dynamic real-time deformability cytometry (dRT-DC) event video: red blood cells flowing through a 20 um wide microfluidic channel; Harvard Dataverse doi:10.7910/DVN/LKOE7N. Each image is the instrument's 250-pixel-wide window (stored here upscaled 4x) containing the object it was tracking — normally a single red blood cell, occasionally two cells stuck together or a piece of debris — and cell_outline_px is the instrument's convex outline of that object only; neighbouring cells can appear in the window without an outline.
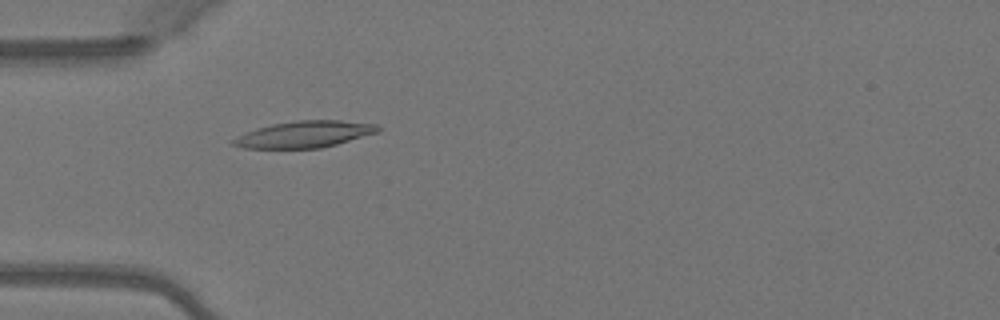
{"species": "Egyptian fruit bat (a non-hibernating species)", "species_latin": "Rousettus aegyptiacus", "temperature_condition": "warm", "stored_images_in_passage": 49, "camera_frame_rate_fps": 3000, "um_per_image_px": 0.085, "animal": {"sex": "female"}, "frame": {"image": 1, "passage_image": 15, "time_ms": 4.667, "image_size_px": [1000, 320], "cell_outline_px": [[380, 132], [336, 144], [320, 148], [244, 148], [232, 144], [232, 140], [244, 132], [256, 128], [272, 124], [296, 120], [340, 120], [376, 124], [380, 128]], "centroid_in_image_um": [25.89, 11.41], "position_along_channel_um": 59.1, "area_um2": 22.37}}
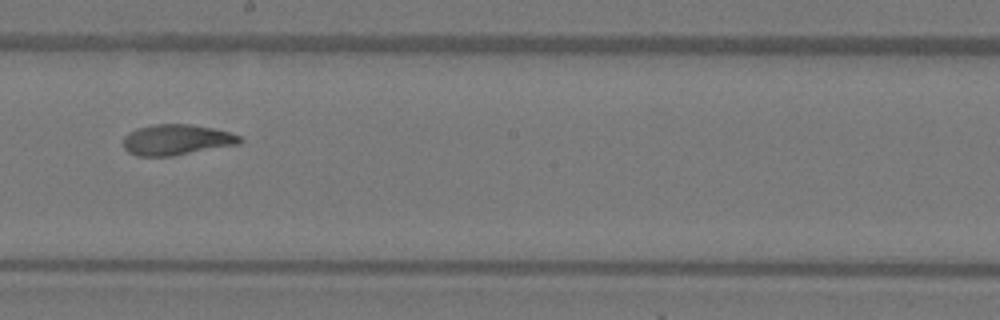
{"frame": {"image": 2, "passage_image": 28, "time_ms": 9.0, "image_size_px": [1000, 320], "cell_outline_px": [[244, 140], [240, 144], [172, 156], [136, 156], [128, 152], [124, 148], [124, 136], [128, 132], [136, 128], [152, 124], [192, 124], [212, 128], [228, 132], [240, 136]], "centroid_in_image_um": [14.99, 11.88], "position_along_channel_um": 233.2, "area_um2": 20.98}}
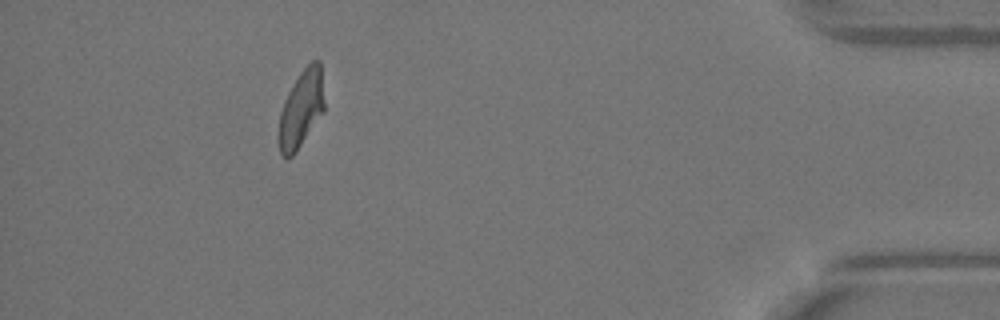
{"frame": {"image": 3, "passage_image": 45, "time_ms": 14.667, "image_size_px": [1000, 320], "cell_outline_px": [[324, 112], [296, 152], [288, 160], [280, 152], [276, 140], [276, 136], [280, 112], [284, 100], [288, 92], [300, 72], [312, 60], [320, 60], [324, 100]], "centroid_in_image_um": [25.57, 9.31], "position_along_channel_um": 409.6, "area_um2": 20.92}, "authors_computed_cell_mechanics": {"area_um2": 21.3282, "velocity_mm_per_s": 4.087, "shape_relaxation_time_tau1_ms": 3.9023, "shape_relaxation_time_tau2_ms": 1.6572, "deformation_change_tau1": 0.1804, "deformation_change_tau2": 0.0833}}